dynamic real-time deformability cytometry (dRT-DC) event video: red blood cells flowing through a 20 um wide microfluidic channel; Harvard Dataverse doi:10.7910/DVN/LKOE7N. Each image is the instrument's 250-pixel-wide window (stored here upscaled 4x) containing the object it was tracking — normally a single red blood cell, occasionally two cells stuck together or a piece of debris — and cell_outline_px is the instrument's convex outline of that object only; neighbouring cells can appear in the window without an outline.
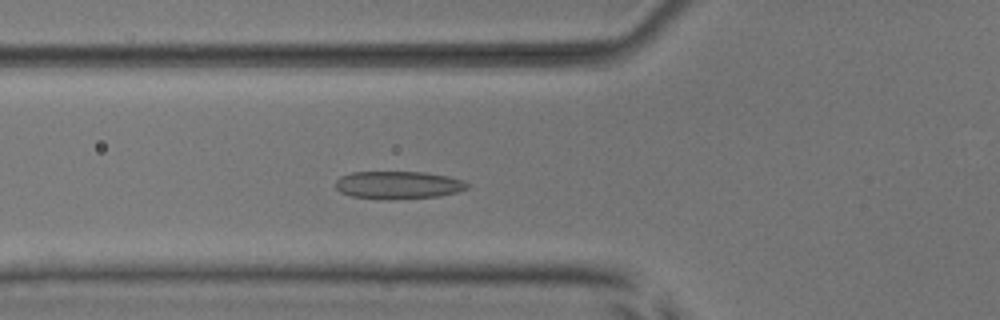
{"species": "common noctule bat (a hibernating species)", "species_latin": "Nyctalus noctula", "temperature_condition": "room temperature", "stored_images_in_passage": 52, "camera_frame_rate_fps": 3000, "um_per_image_px": 0.085, "animal": {"sex": "male", "body_mass_g": 17.9, "forearm_length_mm": 54.2}, "frame": {"image": 1, "passage_image": 19, "time_ms": 6.0, "image_size_px": [1000, 320], "cell_outline_px": [[468, 188], [460, 192], [440, 196], [392, 200], [388, 200], [352, 196], [340, 192], [336, 188], [336, 180], [340, 176], [352, 172], [424, 172], [448, 176], [464, 180], [468, 184]], "centroid_in_image_um": [33.88, 15.73], "position_along_channel_um": 91.9, "area_um2": 21.56}}
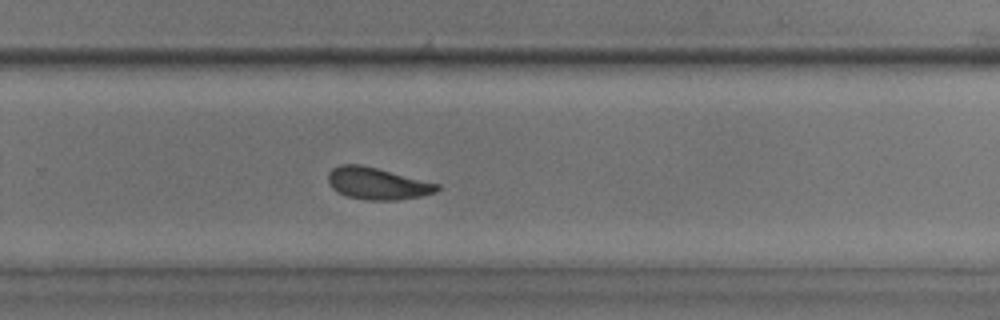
{"frame": {"image": 2, "passage_image": 35, "time_ms": 11.333, "image_size_px": [1000, 320], "cell_outline_px": [[440, 188], [436, 192], [420, 196], [396, 200], [368, 200], [348, 196], [332, 188], [328, 180], [328, 172], [332, 168], [340, 164], [360, 164], [440, 184]], "centroid_in_image_um": [32.07, 15.59], "position_along_channel_um": 297.7, "area_um2": 20.06}}
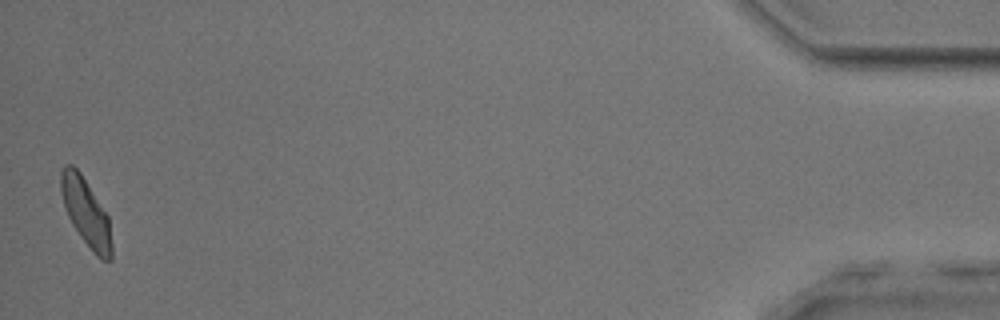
{"frame": {"image": 3, "passage_image": 52, "time_ms": 17.0, "image_size_px": [1000, 320], "cell_outline_px": [[112, 260], [100, 260], [92, 252], [80, 236], [72, 224], [64, 208], [60, 192], [60, 172], [64, 164], [72, 164], [80, 172], [108, 216], [112, 244]], "centroid_in_image_um": [7.29, 18.06], "position_along_channel_um": 427.9, "area_um2": 20.11}, "authors_computed_cell_mechanics": {"area_um2": 20.6635, "velocity_mm_per_s": 3.8705, "shape_relaxation_time_tau1_ms": 3.6837, "shape_relaxation_time_tau2_ms": 1.653, "deformation_change_tau1": 0.1127, "deformation_change_tau2": 0.0852}}